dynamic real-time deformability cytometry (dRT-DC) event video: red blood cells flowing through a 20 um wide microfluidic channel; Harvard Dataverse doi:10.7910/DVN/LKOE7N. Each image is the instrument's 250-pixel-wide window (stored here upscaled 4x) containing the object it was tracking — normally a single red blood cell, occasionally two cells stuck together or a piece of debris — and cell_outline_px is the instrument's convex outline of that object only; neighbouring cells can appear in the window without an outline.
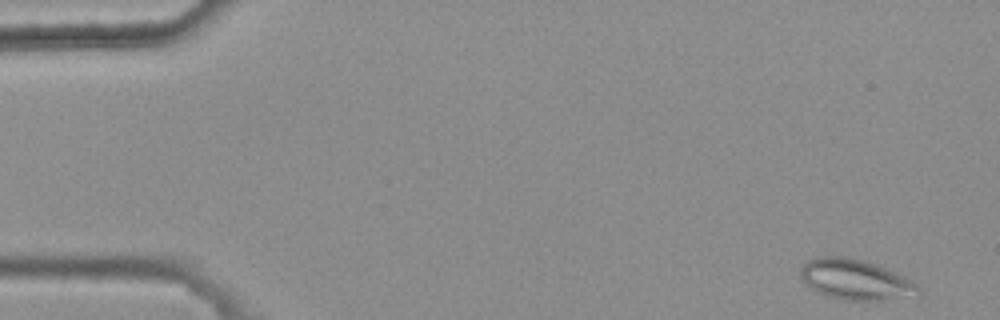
{"species": "common noctule bat (a hibernating species)", "species_latin": "Nyctalus noctula", "temperature_condition": "warm", "stored_images_in_passage": 43, "camera_frame_rate_fps": 3000, "um_per_image_px": 0.085, "animal": {"sex": "female", "body_mass_g": 25.1}, "frame": {"image": 1, "passage_image": 1, "time_ms": 0.0, "image_size_px": [1000, 320], "cell_outline_px": [[924, 292], [920, 296], [876, 300], [844, 300], [828, 296], [816, 292], [808, 288], [800, 276], [800, 268], [808, 260], [816, 256], [844, 256], [864, 260], [888, 268], [912, 280]], "centroid_in_image_um": [72.74, 23.76], "position_along_channel_um": 12.3, "area_um2": 28.26}}
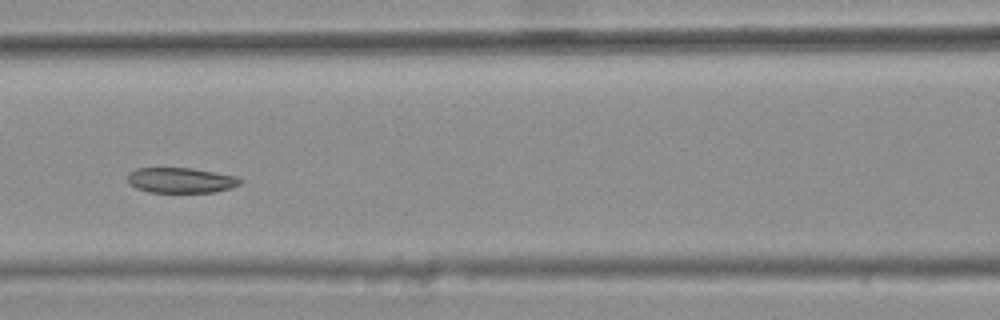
{"frame": {"image": 2, "passage_image": 22, "time_ms": 7.0, "image_size_px": [1000, 320], "cell_outline_px": [[240, 184], [232, 188], [216, 192], [148, 192], [136, 188], [128, 184], [128, 172], [136, 168], [192, 168], [236, 176], [240, 180]], "centroid_in_image_um": [15.34, 15.32], "position_along_channel_um": 151.3, "area_um2": 16.65}}
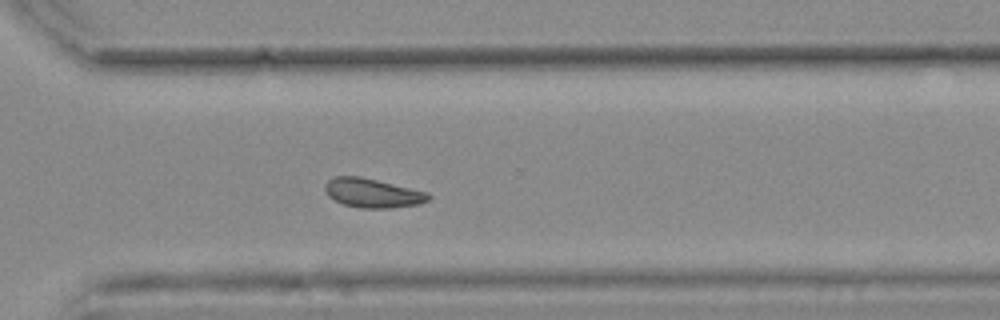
{"frame": {"image": 3, "passage_image": 37, "time_ms": 12.0, "image_size_px": [1000, 320], "cell_outline_px": [[432, 196], [428, 200], [416, 204], [388, 208], [360, 208], [344, 204], [328, 196], [324, 188], [324, 184], [332, 176], [360, 176], [428, 192]], "centroid_in_image_um": [31.63, 16.39], "position_along_channel_um": 339.0, "area_um2": 17.46}, "authors_computed_cell_mechanics": {"area_um2": 17.629, "velocity_mm_per_s": 3.7505, "shape_relaxation_time_tau1_ms": null, "shape_relaxation_time_tau2_ms": 4.6242, "deformation_change_tau1": null, "deformation_change_tau2": 0.0971}}